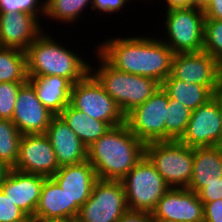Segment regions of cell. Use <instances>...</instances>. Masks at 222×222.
I'll return each instance as SVG.
<instances>
[{"label": "cell", "instance_id": "obj_1", "mask_svg": "<svg viewBox=\"0 0 222 222\" xmlns=\"http://www.w3.org/2000/svg\"><path fill=\"white\" fill-rule=\"evenodd\" d=\"M97 45L96 50L117 70L148 77L160 84L171 74L174 52L158 36L133 34L106 38Z\"/></svg>", "mask_w": 222, "mask_h": 222}, {"label": "cell", "instance_id": "obj_2", "mask_svg": "<svg viewBox=\"0 0 222 222\" xmlns=\"http://www.w3.org/2000/svg\"><path fill=\"white\" fill-rule=\"evenodd\" d=\"M145 155V144L125 123L109 128L87 148V161L97 178L122 180Z\"/></svg>", "mask_w": 222, "mask_h": 222}, {"label": "cell", "instance_id": "obj_3", "mask_svg": "<svg viewBox=\"0 0 222 222\" xmlns=\"http://www.w3.org/2000/svg\"><path fill=\"white\" fill-rule=\"evenodd\" d=\"M45 31L44 29L27 48L28 76H62L72 84L83 80L90 73L92 63H87L72 48L68 50L65 44L56 41L55 37Z\"/></svg>", "mask_w": 222, "mask_h": 222}, {"label": "cell", "instance_id": "obj_4", "mask_svg": "<svg viewBox=\"0 0 222 222\" xmlns=\"http://www.w3.org/2000/svg\"><path fill=\"white\" fill-rule=\"evenodd\" d=\"M93 51L97 54L95 57L98 58L99 65H90V73L115 100L125 116L161 87L154 79L117 70L96 50V46Z\"/></svg>", "mask_w": 222, "mask_h": 222}, {"label": "cell", "instance_id": "obj_5", "mask_svg": "<svg viewBox=\"0 0 222 222\" xmlns=\"http://www.w3.org/2000/svg\"><path fill=\"white\" fill-rule=\"evenodd\" d=\"M145 156L170 188H188L193 174L194 148L179 140L145 144Z\"/></svg>", "mask_w": 222, "mask_h": 222}, {"label": "cell", "instance_id": "obj_6", "mask_svg": "<svg viewBox=\"0 0 222 222\" xmlns=\"http://www.w3.org/2000/svg\"><path fill=\"white\" fill-rule=\"evenodd\" d=\"M121 181L130 211L151 213L161 197L170 189L145 155Z\"/></svg>", "mask_w": 222, "mask_h": 222}, {"label": "cell", "instance_id": "obj_7", "mask_svg": "<svg viewBox=\"0 0 222 222\" xmlns=\"http://www.w3.org/2000/svg\"><path fill=\"white\" fill-rule=\"evenodd\" d=\"M203 8H181L165 11L163 28L166 37L161 40L174 53H197L204 44ZM165 26V27H164Z\"/></svg>", "mask_w": 222, "mask_h": 222}, {"label": "cell", "instance_id": "obj_8", "mask_svg": "<svg viewBox=\"0 0 222 222\" xmlns=\"http://www.w3.org/2000/svg\"><path fill=\"white\" fill-rule=\"evenodd\" d=\"M70 105L110 127L125 123V115L115 100L91 73L72 85Z\"/></svg>", "mask_w": 222, "mask_h": 222}, {"label": "cell", "instance_id": "obj_9", "mask_svg": "<svg viewBox=\"0 0 222 222\" xmlns=\"http://www.w3.org/2000/svg\"><path fill=\"white\" fill-rule=\"evenodd\" d=\"M128 210L122 181L97 179L75 222H116Z\"/></svg>", "mask_w": 222, "mask_h": 222}, {"label": "cell", "instance_id": "obj_10", "mask_svg": "<svg viewBox=\"0 0 222 222\" xmlns=\"http://www.w3.org/2000/svg\"><path fill=\"white\" fill-rule=\"evenodd\" d=\"M168 105V94L160 87L143 104L129 112L125 116V122L144 144L166 141L165 122Z\"/></svg>", "mask_w": 222, "mask_h": 222}, {"label": "cell", "instance_id": "obj_11", "mask_svg": "<svg viewBox=\"0 0 222 222\" xmlns=\"http://www.w3.org/2000/svg\"><path fill=\"white\" fill-rule=\"evenodd\" d=\"M171 75L181 81L204 85L213 93L222 89V65L209 53H174Z\"/></svg>", "mask_w": 222, "mask_h": 222}, {"label": "cell", "instance_id": "obj_12", "mask_svg": "<svg viewBox=\"0 0 222 222\" xmlns=\"http://www.w3.org/2000/svg\"><path fill=\"white\" fill-rule=\"evenodd\" d=\"M68 196V219L75 221L80 207L89 199L97 175L86 160L79 164L60 167L51 177Z\"/></svg>", "mask_w": 222, "mask_h": 222}, {"label": "cell", "instance_id": "obj_13", "mask_svg": "<svg viewBox=\"0 0 222 222\" xmlns=\"http://www.w3.org/2000/svg\"><path fill=\"white\" fill-rule=\"evenodd\" d=\"M222 127L217 92L207 103L191 113L186 130L179 139L189 147L221 146Z\"/></svg>", "mask_w": 222, "mask_h": 222}, {"label": "cell", "instance_id": "obj_14", "mask_svg": "<svg viewBox=\"0 0 222 222\" xmlns=\"http://www.w3.org/2000/svg\"><path fill=\"white\" fill-rule=\"evenodd\" d=\"M60 168L55 151L46 134L23 135L13 169L52 177Z\"/></svg>", "mask_w": 222, "mask_h": 222}, {"label": "cell", "instance_id": "obj_15", "mask_svg": "<svg viewBox=\"0 0 222 222\" xmlns=\"http://www.w3.org/2000/svg\"><path fill=\"white\" fill-rule=\"evenodd\" d=\"M151 215L153 221L204 222V204L187 188H170Z\"/></svg>", "mask_w": 222, "mask_h": 222}, {"label": "cell", "instance_id": "obj_16", "mask_svg": "<svg viewBox=\"0 0 222 222\" xmlns=\"http://www.w3.org/2000/svg\"><path fill=\"white\" fill-rule=\"evenodd\" d=\"M54 114L37 98L33 85L27 81L17 94L12 122L23 135L45 134Z\"/></svg>", "mask_w": 222, "mask_h": 222}, {"label": "cell", "instance_id": "obj_17", "mask_svg": "<svg viewBox=\"0 0 222 222\" xmlns=\"http://www.w3.org/2000/svg\"><path fill=\"white\" fill-rule=\"evenodd\" d=\"M41 21L30 13L0 12V47L27 51L28 46L44 31Z\"/></svg>", "mask_w": 222, "mask_h": 222}, {"label": "cell", "instance_id": "obj_18", "mask_svg": "<svg viewBox=\"0 0 222 222\" xmlns=\"http://www.w3.org/2000/svg\"><path fill=\"white\" fill-rule=\"evenodd\" d=\"M47 177L11 169L0 189L29 218L34 217Z\"/></svg>", "mask_w": 222, "mask_h": 222}, {"label": "cell", "instance_id": "obj_19", "mask_svg": "<svg viewBox=\"0 0 222 222\" xmlns=\"http://www.w3.org/2000/svg\"><path fill=\"white\" fill-rule=\"evenodd\" d=\"M55 151L60 167L87 160V146L59 115H54L45 133Z\"/></svg>", "mask_w": 222, "mask_h": 222}, {"label": "cell", "instance_id": "obj_20", "mask_svg": "<svg viewBox=\"0 0 222 222\" xmlns=\"http://www.w3.org/2000/svg\"><path fill=\"white\" fill-rule=\"evenodd\" d=\"M37 98L54 115L70 104L72 83L62 76H28Z\"/></svg>", "mask_w": 222, "mask_h": 222}, {"label": "cell", "instance_id": "obj_21", "mask_svg": "<svg viewBox=\"0 0 222 222\" xmlns=\"http://www.w3.org/2000/svg\"><path fill=\"white\" fill-rule=\"evenodd\" d=\"M222 177V146L194 147L193 174L187 189L198 193Z\"/></svg>", "mask_w": 222, "mask_h": 222}, {"label": "cell", "instance_id": "obj_22", "mask_svg": "<svg viewBox=\"0 0 222 222\" xmlns=\"http://www.w3.org/2000/svg\"><path fill=\"white\" fill-rule=\"evenodd\" d=\"M87 148L104 135L109 128L106 122L96 120L68 104L59 114Z\"/></svg>", "mask_w": 222, "mask_h": 222}, {"label": "cell", "instance_id": "obj_23", "mask_svg": "<svg viewBox=\"0 0 222 222\" xmlns=\"http://www.w3.org/2000/svg\"><path fill=\"white\" fill-rule=\"evenodd\" d=\"M169 99L183 103L189 109L196 110L200 105L213 98L214 93L204 85L188 83L174 78L171 74L161 83Z\"/></svg>", "mask_w": 222, "mask_h": 222}, {"label": "cell", "instance_id": "obj_24", "mask_svg": "<svg viewBox=\"0 0 222 222\" xmlns=\"http://www.w3.org/2000/svg\"><path fill=\"white\" fill-rule=\"evenodd\" d=\"M34 217L68 219V196L51 178H46Z\"/></svg>", "mask_w": 222, "mask_h": 222}, {"label": "cell", "instance_id": "obj_25", "mask_svg": "<svg viewBox=\"0 0 222 222\" xmlns=\"http://www.w3.org/2000/svg\"><path fill=\"white\" fill-rule=\"evenodd\" d=\"M26 52L0 47V82H27Z\"/></svg>", "mask_w": 222, "mask_h": 222}, {"label": "cell", "instance_id": "obj_26", "mask_svg": "<svg viewBox=\"0 0 222 222\" xmlns=\"http://www.w3.org/2000/svg\"><path fill=\"white\" fill-rule=\"evenodd\" d=\"M45 19H52L60 23L74 24L85 13L86 8L92 6V0H44Z\"/></svg>", "mask_w": 222, "mask_h": 222}, {"label": "cell", "instance_id": "obj_27", "mask_svg": "<svg viewBox=\"0 0 222 222\" xmlns=\"http://www.w3.org/2000/svg\"><path fill=\"white\" fill-rule=\"evenodd\" d=\"M23 134L10 119H0V161L15 167Z\"/></svg>", "mask_w": 222, "mask_h": 222}, {"label": "cell", "instance_id": "obj_28", "mask_svg": "<svg viewBox=\"0 0 222 222\" xmlns=\"http://www.w3.org/2000/svg\"><path fill=\"white\" fill-rule=\"evenodd\" d=\"M191 113L192 110L183 103L169 99L165 122L166 141L179 140L182 137L190 120Z\"/></svg>", "mask_w": 222, "mask_h": 222}, {"label": "cell", "instance_id": "obj_29", "mask_svg": "<svg viewBox=\"0 0 222 222\" xmlns=\"http://www.w3.org/2000/svg\"><path fill=\"white\" fill-rule=\"evenodd\" d=\"M203 51L222 65V20L205 19Z\"/></svg>", "mask_w": 222, "mask_h": 222}, {"label": "cell", "instance_id": "obj_30", "mask_svg": "<svg viewBox=\"0 0 222 222\" xmlns=\"http://www.w3.org/2000/svg\"><path fill=\"white\" fill-rule=\"evenodd\" d=\"M25 82H0V119L13 118L17 94Z\"/></svg>", "mask_w": 222, "mask_h": 222}, {"label": "cell", "instance_id": "obj_31", "mask_svg": "<svg viewBox=\"0 0 222 222\" xmlns=\"http://www.w3.org/2000/svg\"><path fill=\"white\" fill-rule=\"evenodd\" d=\"M41 1V2H40ZM24 11L35 15L39 20L45 15V1L43 0H0V12L10 13ZM40 16V17H39Z\"/></svg>", "mask_w": 222, "mask_h": 222}, {"label": "cell", "instance_id": "obj_32", "mask_svg": "<svg viewBox=\"0 0 222 222\" xmlns=\"http://www.w3.org/2000/svg\"><path fill=\"white\" fill-rule=\"evenodd\" d=\"M0 222H29L23 213L0 189Z\"/></svg>", "mask_w": 222, "mask_h": 222}, {"label": "cell", "instance_id": "obj_33", "mask_svg": "<svg viewBox=\"0 0 222 222\" xmlns=\"http://www.w3.org/2000/svg\"><path fill=\"white\" fill-rule=\"evenodd\" d=\"M131 0H92V10H96L101 16L104 14H117L118 11L125 7V4L129 3ZM133 1V0H132Z\"/></svg>", "mask_w": 222, "mask_h": 222}, {"label": "cell", "instance_id": "obj_34", "mask_svg": "<svg viewBox=\"0 0 222 222\" xmlns=\"http://www.w3.org/2000/svg\"><path fill=\"white\" fill-rule=\"evenodd\" d=\"M197 195L203 204L222 199V177L219 178V181L206 183V186Z\"/></svg>", "mask_w": 222, "mask_h": 222}, {"label": "cell", "instance_id": "obj_35", "mask_svg": "<svg viewBox=\"0 0 222 222\" xmlns=\"http://www.w3.org/2000/svg\"><path fill=\"white\" fill-rule=\"evenodd\" d=\"M204 222H222V199L204 204Z\"/></svg>", "mask_w": 222, "mask_h": 222}, {"label": "cell", "instance_id": "obj_36", "mask_svg": "<svg viewBox=\"0 0 222 222\" xmlns=\"http://www.w3.org/2000/svg\"><path fill=\"white\" fill-rule=\"evenodd\" d=\"M116 222H153V219L151 213L149 212L128 210Z\"/></svg>", "mask_w": 222, "mask_h": 222}, {"label": "cell", "instance_id": "obj_37", "mask_svg": "<svg viewBox=\"0 0 222 222\" xmlns=\"http://www.w3.org/2000/svg\"><path fill=\"white\" fill-rule=\"evenodd\" d=\"M205 19L222 20V0H210L203 8Z\"/></svg>", "mask_w": 222, "mask_h": 222}, {"label": "cell", "instance_id": "obj_38", "mask_svg": "<svg viewBox=\"0 0 222 222\" xmlns=\"http://www.w3.org/2000/svg\"><path fill=\"white\" fill-rule=\"evenodd\" d=\"M166 11L171 9L195 8V0H165Z\"/></svg>", "mask_w": 222, "mask_h": 222}, {"label": "cell", "instance_id": "obj_39", "mask_svg": "<svg viewBox=\"0 0 222 222\" xmlns=\"http://www.w3.org/2000/svg\"><path fill=\"white\" fill-rule=\"evenodd\" d=\"M11 169L12 168L9 167L6 163L0 161V187L5 182V179L8 176Z\"/></svg>", "mask_w": 222, "mask_h": 222}, {"label": "cell", "instance_id": "obj_40", "mask_svg": "<svg viewBox=\"0 0 222 222\" xmlns=\"http://www.w3.org/2000/svg\"><path fill=\"white\" fill-rule=\"evenodd\" d=\"M29 222H75L70 219H53V218H42V217H32L29 218Z\"/></svg>", "mask_w": 222, "mask_h": 222}, {"label": "cell", "instance_id": "obj_41", "mask_svg": "<svg viewBox=\"0 0 222 222\" xmlns=\"http://www.w3.org/2000/svg\"><path fill=\"white\" fill-rule=\"evenodd\" d=\"M217 105L221 118V127H222V89L217 91ZM221 146H222V138H221Z\"/></svg>", "mask_w": 222, "mask_h": 222}, {"label": "cell", "instance_id": "obj_42", "mask_svg": "<svg viewBox=\"0 0 222 222\" xmlns=\"http://www.w3.org/2000/svg\"><path fill=\"white\" fill-rule=\"evenodd\" d=\"M210 0H195V8H204Z\"/></svg>", "mask_w": 222, "mask_h": 222}, {"label": "cell", "instance_id": "obj_43", "mask_svg": "<svg viewBox=\"0 0 222 222\" xmlns=\"http://www.w3.org/2000/svg\"><path fill=\"white\" fill-rule=\"evenodd\" d=\"M153 222H175V221H153Z\"/></svg>", "mask_w": 222, "mask_h": 222}]
</instances>
